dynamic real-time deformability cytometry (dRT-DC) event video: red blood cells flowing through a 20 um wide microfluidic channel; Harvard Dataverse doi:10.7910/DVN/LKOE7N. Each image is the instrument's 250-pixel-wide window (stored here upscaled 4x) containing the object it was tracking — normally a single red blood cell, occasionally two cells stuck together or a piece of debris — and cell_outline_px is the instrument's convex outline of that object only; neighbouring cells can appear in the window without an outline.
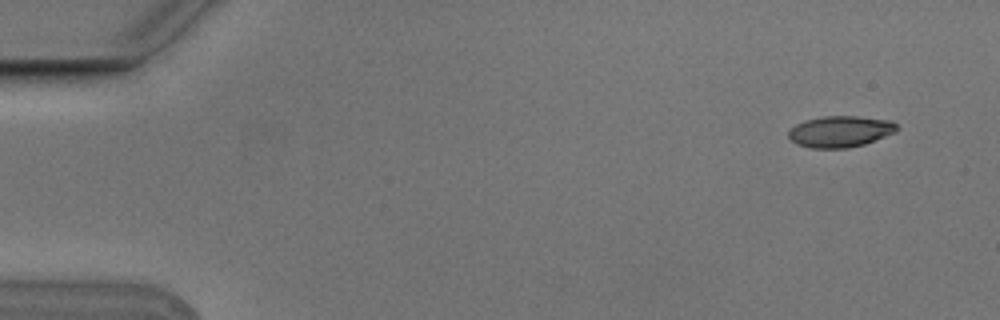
{"species": "Egyptian fruit bat (a non-hibernating species)", "species_latin": "Rousettus aegyptiacus", "temperature_condition": "cold", "stored_images_in_passage": 6, "camera_frame_rate_fps": 3000, "um_per_image_px": 0.085, "animal": {"sex": "male"}, "frame": {"image": 1, "passage_image": 1, "time_ms": 0.0, "image_size_px": [1000, 320], "cell_outline_px": [[900, 128], [896, 132], [864, 144], [848, 148], [812, 148], [796, 144], [788, 136], [788, 132], [796, 124], [804, 120], [824, 116], [856, 116], [892, 120]], "centroid_in_image_um": [71.44, 11.17], "position_along_channel_um": 13.6, "area_um2": 19.83}}
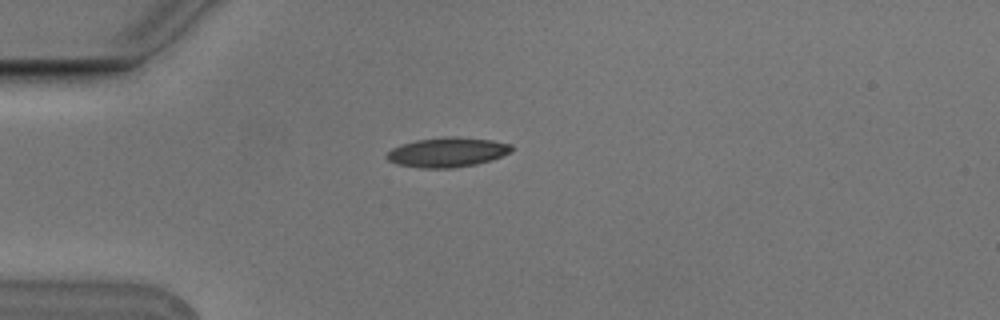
{"frame": {"image": 2, "passage_image": 4, "time_ms": 1.0, "image_size_px": [1000, 320], "cell_outline_px": [[516, 148], [512, 152], [492, 160], [476, 164], [452, 168], [420, 168], [396, 164], [388, 160], [384, 156], [392, 148], [416, 140], [448, 136], [456, 136], [492, 140], [512, 144]], "centroid_in_image_um": [38.07, 12.94], "position_along_channel_um": 46.9, "area_um2": 21.79}}